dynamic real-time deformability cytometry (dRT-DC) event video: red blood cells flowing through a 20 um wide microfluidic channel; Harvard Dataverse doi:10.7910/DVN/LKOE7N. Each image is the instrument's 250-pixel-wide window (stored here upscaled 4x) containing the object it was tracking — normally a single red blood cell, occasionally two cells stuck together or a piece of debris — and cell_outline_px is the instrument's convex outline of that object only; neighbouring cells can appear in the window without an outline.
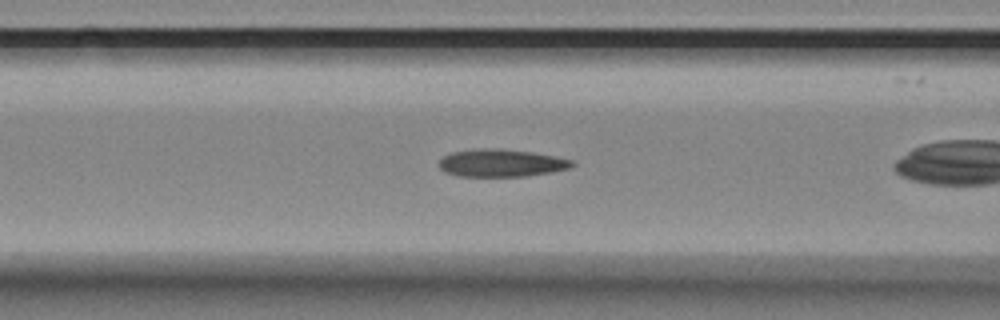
{"species": "Egyptian fruit bat (a non-hibernating species)", "species_latin": "Rousettus aegyptiacus", "temperature_condition": "room temperature", "stored_images_in_passage": 43, "camera_frame_rate_fps": 3000, "um_per_image_px": 0.085, "animal": {"sex": "female"}, "frame": {"image": 1, "passage_image": 16, "time_ms": 5.0, "image_size_px": [1000, 320], "cell_outline_px": [[576, 164], [568, 168], [552, 172], [524, 176], [456, 176], [444, 172], [436, 164], [444, 156], [452, 152], [476, 148], [500, 148], [532, 152], [556, 156], [572, 160]], "centroid_in_image_um": [42.57, 13.85], "position_along_channel_um": 124.0, "area_um2": 21.56}}
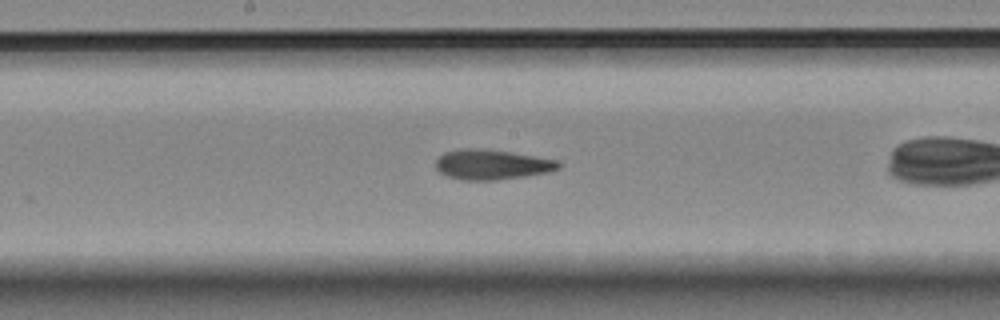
{"frame": {"image": 2, "passage_image": 23, "time_ms": 7.333, "image_size_px": [1000, 320], "cell_outline_px": [[564, 164], [560, 168], [548, 172], [524, 176], [496, 180], [464, 180], [448, 176], [440, 172], [436, 168], [436, 160], [444, 152], [460, 148], [484, 148], [560, 160]], "centroid_in_image_um": [41.84, 13.97], "position_along_channel_um": 206.4, "area_um2": 21.62}}
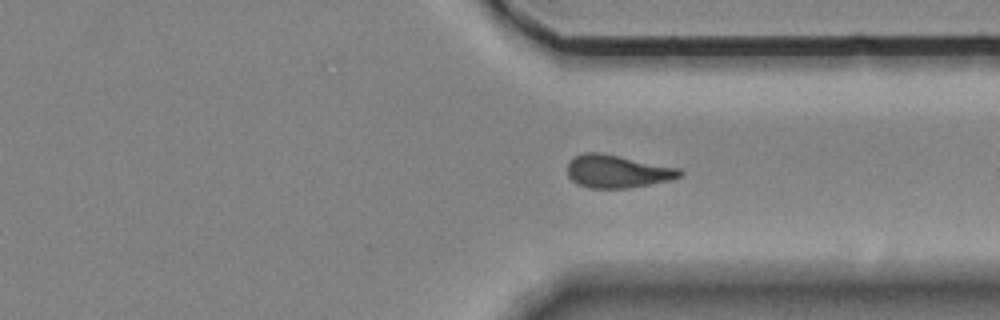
{"frame": {"image": 3, "passage_image": 36, "time_ms": 11.667, "image_size_px": [1000, 320], "cell_outline_px": [[684, 172], [680, 176], [672, 180], [628, 188], [588, 188], [576, 184], [568, 176], [568, 160], [584, 152], [600, 152], [680, 168]], "centroid_in_image_um": [52.47, 14.57], "position_along_channel_um": 358.9, "area_um2": 21.68}, "authors_computed_cell_mechanics": {"area_um2": 21.4438, "velocity_mm_per_s": 3.5247, "shape_relaxation_time_tau1_ms": 10.5209, "shape_relaxation_time_tau2_ms": 2.0202, "deformation_change_tau1": 0.2332, "deformation_change_tau2": 0.0947}}